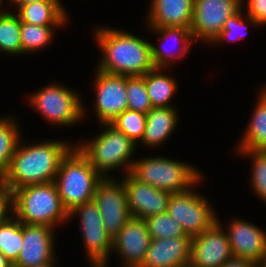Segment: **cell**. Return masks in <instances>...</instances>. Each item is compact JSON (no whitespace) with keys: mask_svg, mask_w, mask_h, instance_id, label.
<instances>
[{"mask_svg":"<svg viewBox=\"0 0 266 267\" xmlns=\"http://www.w3.org/2000/svg\"><path fill=\"white\" fill-rule=\"evenodd\" d=\"M58 140L48 139L26 144L21 137L0 183L12 192L27 185L53 182L62 158L74 146Z\"/></svg>","mask_w":266,"mask_h":267,"instance_id":"cell-1","label":"cell"},{"mask_svg":"<svg viewBox=\"0 0 266 267\" xmlns=\"http://www.w3.org/2000/svg\"><path fill=\"white\" fill-rule=\"evenodd\" d=\"M94 29V40L102 53L96 69L128 77L143 76L155 69L149 40L109 26Z\"/></svg>","mask_w":266,"mask_h":267,"instance_id":"cell-2","label":"cell"},{"mask_svg":"<svg viewBox=\"0 0 266 267\" xmlns=\"http://www.w3.org/2000/svg\"><path fill=\"white\" fill-rule=\"evenodd\" d=\"M13 215L25 224L56 226L69 221L55 182L32 184L12 191ZM67 221V222H66Z\"/></svg>","mask_w":266,"mask_h":267,"instance_id":"cell-3","label":"cell"},{"mask_svg":"<svg viewBox=\"0 0 266 267\" xmlns=\"http://www.w3.org/2000/svg\"><path fill=\"white\" fill-rule=\"evenodd\" d=\"M98 124L103 130L101 133L99 131V135L74 145L103 178L112 177L109 173L120 168L124 170L123 175H126L131 171L135 161L131 158L137 151V145L110 123Z\"/></svg>","mask_w":266,"mask_h":267,"instance_id":"cell-4","label":"cell"},{"mask_svg":"<svg viewBox=\"0 0 266 267\" xmlns=\"http://www.w3.org/2000/svg\"><path fill=\"white\" fill-rule=\"evenodd\" d=\"M103 177L74 145L62 158L54 182L67 212L93 201L97 184Z\"/></svg>","mask_w":266,"mask_h":267,"instance_id":"cell-5","label":"cell"},{"mask_svg":"<svg viewBox=\"0 0 266 267\" xmlns=\"http://www.w3.org/2000/svg\"><path fill=\"white\" fill-rule=\"evenodd\" d=\"M130 173L139 181L171 194L190 190L202 179L194 165L162 155L134 159Z\"/></svg>","mask_w":266,"mask_h":267,"instance_id":"cell-6","label":"cell"},{"mask_svg":"<svg viewBox=\"0 0 266 267\" xmlns=\"http://www.w3.org/2000/svg\"><path fill=\"white\" fill-rule=\"evenodd\" d=\"M29 96L30 106L49 124L74 126L86 116V106L79 94L58 82L48 83V86L35 90Z\"/></svg>","mask_w":266,"mask_h":267,"instance_id":"cell-7","label":"cell"},{"mask_svg":"<svg viewBox=\"0 0 266 267\" xmlns=\"http://www.w3.org/2000/svg\"><path fill=\"white\" fill-rule=\"evenodd\" d=\"M174 193L169 198L167 213L176 220L191 237L209 229L218 219L206 196L194 190Z\"/></svg>","mask_w":266,"mask_h":267,"instance_id":"cell-8","label":"cell"},{"mask_svg":"<svg viewBox=\"0 0 266 267\" xmlns=\"http://www.w3.org/2000/svg\"><path fill=\"white\" fill-rule=\"evenodd\" d=\"M79 217L80 232L84 243L85 255L91 265L109 264L113 239L108 235L101 213L91 201L75 207L69 212V220Z\"/></svg>","mask_w":266,"mask_h":267,"instance_id":"cell-9","label":"cell"},{"mask_svg":"<svg viewBox=\"0 0 266 267\" xmlns=\"http://www.w3.org/2000/svg\"><path fill=\"white\" fill-rule=\"evenodd\" d=\"M242 8V0H194L191 33L195 42L209 44L225 21Z\"/></svg>","mask_w":266,"mask_h":267,"instance_id":"cell-10","label":"cell"},{"mask_svg":"<svg viewBox=\"0 0 266 267\" xmlns=\"http://www.w3.org/2000/svg\"><path fill=\"white\" fill-rule=\"evenodd\" d=\"M93 202L101 213L108 235L113 239L132 217L123 182L115 176L103 178L96 186Z\"/></svg>","mask_w":266,"mask_h":267,"instance_id":"cell-11","label":"cell"},{"mask_svg":"<svg viewBox=\"0 0 266 267\" xmlns=\"http://www.w3.org/2000/svg\"><path fill=\"white\" fill-rule=\"evenodd\" d=\"M96 97L94 112L100 124L110 123L119 114L128 109L126 96V76L108 74L96 69L94 75Z\"/></svg>","mask_w":266,"mask_h":267,"instance_id":"cell-12","label":"cell"},{"mask_svg":"<svg viewBox=\"0 0 266 267\" xmlns=\"http://www.w3.org/2000/svg\"><path fill=\"white\" fill-rule=\"evenodd\" d=\"M217 221L201 234L192 237L191 267H221L233 257L227 232Z\"/></svg>","mask_w":266,"mask_h":267,"instance_id":"cell-13","label":"cell"},{"mask_svg":"<svg viewBox=\"0 0 266 267\" xmlns=\"http://www.w3.org/2000/svg\"><path fill=\"white\" fill-rule=\"evenodd\" d=\"M119 179L125 187L127 204L132 217L146 219L167 212L171 193L139 181L130 172Z\"/></svg>","mask_w":266,"mask_h":267,"instance_id":"cell-14","label":"cell"},{"mask_svg":"<svg viewBox=\"0 0 266 267\" xmlns=\"http://www.w3.org/2000/svg\"><path fill=\"white\" fill-rule=\"evenodd\" d=\"M152 238L144 219L131 217L113 238L111 254H118L121 267H140Z\"/></svg>","mask_w":266,"mask_h":267,"instance_id":"cell-15","label":"cell"},{"mask_svg":"<svg viewBox=\"0 0 266 267\" xmlns=\"http://www.w3.org/2000/svg\"><path fill=\"white\" fill-rule=\"evenodd\" d=\"M55 229L46 225L23 223V243L13 264L16 267H33L56 262Z\"/></svg>","mask_w":266,"mask_h":267,"instance_id":"cell-16","label":"cell"},{"mask_svg":"<svg viewBox=\"0 0 266 267\" xmlns=\"http://www.w3.org/2000/svg\"><path fill=\"white\" fill-rule=\"evenodd\" d=\"M233 219V220H232ZM225 227L233 257L258 264L266 254V232L247 220L231 218Z\"/></svg>","mask_w":266,"mask_h":267,"instance_id":"cell-17","label":"cell"},{"mask_svg":"<svg viewBox=\"0 0 266 267\" xmlns=\"http://www.w3.org/2000/svg\"><path fill=\"white\" fill-rule=\"evenodd\" d=\"M190 235L152 239L140 267H183L190 263Z\"/></svg>","mask_w":266,"mask_h":267,"instance_id":"cell-18","label":"cell"},{"mask_svg":"<svg viewBox=\"0 0 266 267\" xmlns=\"http://www.w3.org/2000/svg\"><path fill=\"white\" fill-rule=\"evenodd\" d=\"M148 31L153 32V34H158L159 43L157 46L151 43L152 60L155 68L169 69L170 65L173 66V62L184 58L188 51L193 46L195 42L188 27H162V28H149ZM178 44V51L173 52L174 49H169L165 47L164 42L172 41ZM172 42V43H174ZM181 44V47H180ZM165 45V46H163ZM160 46V47H159ZM177 46H169L170 48H176Z\"/></svg>","mask_w":266,"mask_h":267,"instance_id":"cell-19","label":"cell"},{"mask_svg":"<svg viewBox=\"0 0 266 267\" xmlns=\"http://www.w3.org/2000/svg\"><path fill=\"white\" fill-rule=\"evenodd\" d=\"M194 0H152L146 18L149 28L188 27L191 29Z\"/></svg>","mask_w":266,"mask_h":267,"instance_id":"cell-20","label":"cell"},{"mask_svg":"<svg viewBox=\"0 0 266 267\" xmlns=\"http://www.w3.org/2000/svg\"><path fill=\"white\" fill-rule=\"evenodd\" d=\"M175 107H154L147 114L144 136L141 144L145 147L157 148L174 134L179 123V114Z\"/></svg>","mask_w":266,"mask_h":267,"instance_id":"cell-21","label":"cell"},{"mask_svg":"<svg viewBox=\"0 0 266 267\" xmlns=\"http://www.w3.org/2000/svg\"><path fill=\"white\" fill-rule=\"evenodd\" d=\"M60 0H41L18 6L16 12L21 22L39 26H66L69 14Z\"/></svg>","mask_w":266,"mask_h":267,"instance_id":"cell-22","label":"cell"},{"mask_svg":"<svg viewBox=\"0 0 266 267\" xmlns=\"http://www.w3.org/2000/svg\"><path fill=\"white\" fill-rule=\"evenodd\" d=\"M167 69L155 68L142 77L145 80L146 90L152 107H173L170 103L178 90V82L172 75L165 73Z\"/></svg>","mask_w":266,"mask_h":267,"instance_id":"cell-23","label":"cell"},{"mask_svg":"<svg viewBox=\"0 0 266 267\" xmlns=\"http://www.w3.org/2000/svg\"><path fill=\"white\" fill-rule=\"evenodd\" d=\"M257 102L236 149L266 150V98L258 92Z\"/></svg>","mask_w":266,"mask_h":267,"instance_id":"cell-24","label":"cell"},{"mask_svg":"<svg viewBox=\"0 0 266 267\" xmlns=\"http://www.w3.org/2000/svg\"><path fill=\"white\" fill-rule=\"evenodd\" d=\"M13 117H0V178L8 170L15 148L22 137L21 124Z\"/></svg>","mask_w":266,"mask_h":267,"instance_id":"cell-25","label":"cell"},{"mask_svg":"<svg viewBox=\"0 0 266 267\" xmlns=\"http://www.w3.org/2000/svg\"><path fill=\"white\" fill-rule=\"evenodd\" d=\"M21 21L11 10L0 14V51L6 55H22Z\"/></svg>","mask_w":266,"mask_h":267,"instance_id":"cell-26","label":"cell"},{"mask_svg":"<svg viewBox=\"0 0 266 267\" xmlns=\"http://www.w3.org/2000/svg\"><path fill=\"white\" fill-rule=\"evenodd\" d=\"M23 243V223L14 215L0 224V252L14 264Z\"/></svg>","mask_w":266,"mask_h":267,"instance_id":"cell-27","label":"cell"},{"mask_svg":"<svg viewBox=\"0 0 266 267\" xmlns=\"http://www.w3.org/2000/svg\"><path fill=\"white\" fill-rule=\"evenodd\" d=\"M61 27L65 26H39L21 22L22 55H31V53L43 50L55 37L54 30Z\"/></svg>","mask_w":266,"mask_h":267,"instance_id":"cell-28","label":"cell"},{"mask_svg":"<svg viewBox=\"0 0 266 267\" xmlns=\"http://www.w3.org/2000/svg\"><path fill=\"white\" fill-rule=\"evenodd\" d=\"M235 151L243 157L251 158L250 186L255 196L266 203V150L236 149Z\"/></svg>","mask_w":266,"mask_h":267,"instance_id":"cell-29","label":"cell"},{"mask_svg":"<svg viewBox=\"0 0 266 267\" xmlns=\"http://www.w3.org/2000/svg\"><path fill=\"white\" fill-rule=\"evenodd\" d=\"M147 116L143 112L126 109L119 114L110 124L124 133L134 144H140L144 136Z\"/></svg>","mask_w":266,"mask_h":267,"instance_id":"cell-30","label":"cell"},{"mask_svg":"<svg viewBox=\"0 0 266 267\" xmlns=\"http://www.w3.org/2000/svg\"><path fill=\"white\" fill-rule=\"evenodd\" d=\"M241 8L237 13L229 17L224 24L222 31L213 39L210 44H221L226 41H237L246 36V30L249 26L260 27V25Z\"/></svg>","mask_w":266,"mask_h":267,"instance_id":"cell-31","label":"cell"},{"mask_svg":"<svg viewBox=\"0 0 266 267\" xmlns=\"http://www.w3.org/2000/svg\"><path fill=\"white\" fill-rule=\"evenodd\" d=\"M144 220L152 239L188 235L185 233L182 226L167 212L150 216Z\"/></svg>","mask_w":266,"mask_h":267,"instance_id":"cell-32","label":"cell"},{"mask_svg":"<svg viewBox=\"0 0 266 267\" xmlns=\"http://www.w3.org/2000/svg\"><path fill=\"white\" fill-rule=\"evenodd\" d=\"M126 96L129 110L147 114L153 108L142 76H126Z\"/></svg>","mask_w":266,"mask_h":267,"instance_id":"cell-33","label":"cell"},{"mask_svg":"<svg viewBox=\"0 0 266 267\" xmlns=\"http://www.w3.org/2000/svg\"><path fill=\"white\" fill-rule=\"evenodd\" d=\"M246 1L244 2V0H242V9L244 11L246 10L245 14L253 18L260 25V27H264L266 25V0Z\"/></svg>","mask_w":266,"mask_h":267,"instance_id":"cell-34","label":"cell"},{"mask_svg":"<svg viewBox=\"0 0 266 267\" xmlns=\"http://www.w3.org/2000/svg\"><path fill=\"white\" fill-rule=\"evenodd\" d=\"M12 215V192L0 183V224H3Z\"/></svg>","mask_w":266,"mask_h":267,"instance_id":"cell-35","label":"cell"},{"mask_svg":"<svg viewBox=\"0 0 266 267\" xmlns=\"http://www.w3.org/2000/svg\"><path fill=\"white\" fill-rule=\"evenodd\" d=\"M221 267H258V264L252 260L232 257L227 262H225Z\"/></svg>","mask_w":266,"mask_h":267,"instance_id":"cell-36","label":"cell"},{"mask_svg":"<svg viewBox=\"0 0 266 267\" xmlns=\"http://www.w3.org/2000/svg\"><path fill=\"white\" fill-rule=\"evenodd\" d=\"M37 1H41V0H7V4L9 2L10 5H12V7L14 6V9H16L18 6L21 5H25L27 3H32V2H37Z\"/></svg>","mask_w":266,"mask_h":267,"instance_id":"cell-37","label":"cell"},{"mask_svg":"<svg viewBox=\"0 0 266 267\" xmlns=\"http://www.w3.org/2000/svg\"><path fill=\"white\" fill-rule=\"evenodd\" d=\"M13 264L0 252V267H11Z\"/></svg>","mask_w":266,"mask_h":267,"instance_id":"cell-38","label":"cell"},{"mask_svg":"<svg viewBox=\"0 0 266 267\" xmlns=\"http://www.w3.org/2000/svg\"><path fill=\"white\" fill-rule=\"evenodd\" d=\"M55 263L57 262H48L46 264H40V265H36V266H33V267H55Z\"/></svg>","mask_w":266,"mask_h":267,"instance_id":"cell-39","label":"cell"},{"mask_svg":"<svg viewBox=\"0 0 266 267\" xmlns=\"http://www.w3.org/2000/svg\"><path fill=\"white\" fill-rule=\"evenodd\" d=\"M258 267H266V254L263 256L261 261L258 263Z\"/></svg>","mask_w":266,"mask_h":267,"instance_id":"cell-40","label":"cell"},{"mask_svg":"<svg viewBox=\"0 0 266 267\" xmlns=\"http://www.w3.org/2000/svg\"><path fill=\"white\" fill-rule=\"evenodd\" d=\"M264 85L262 86V88H260L259 93L266 98V84Z\"/></svg>","mask_w":266,"mask_h":267,"instance_id":"cell-41","label":"cell"},{"mask_svg":"<svg viewBox=\"0 0 266 267\" xmlns=\"http://www.w3.org/2000/svg\"><path fill=\"white\" fill-rule=\"evenodd\" d=\"M2 1H4V0H0V14L4 13L7 10L6 8L5 9L2 8L3 7V4H4V2H2Z\"/></svg>","mask_w":266,"mask_h":267,"instance_id":"cell-42","label":"cell"},{"mask_svg":"<svg viewBox=\"0 0 266 267\" xmlns=\"http://www.w3.org/2000/svg\"><path fill=\"white\" fill-rule=\"evenodd\" d=\"M89 267H109V266H106V265H91Z\"/></svg>","mask_w":266,"mask_h":267,"instance_id":"cell-43","label":"cell"}]
</instances>
